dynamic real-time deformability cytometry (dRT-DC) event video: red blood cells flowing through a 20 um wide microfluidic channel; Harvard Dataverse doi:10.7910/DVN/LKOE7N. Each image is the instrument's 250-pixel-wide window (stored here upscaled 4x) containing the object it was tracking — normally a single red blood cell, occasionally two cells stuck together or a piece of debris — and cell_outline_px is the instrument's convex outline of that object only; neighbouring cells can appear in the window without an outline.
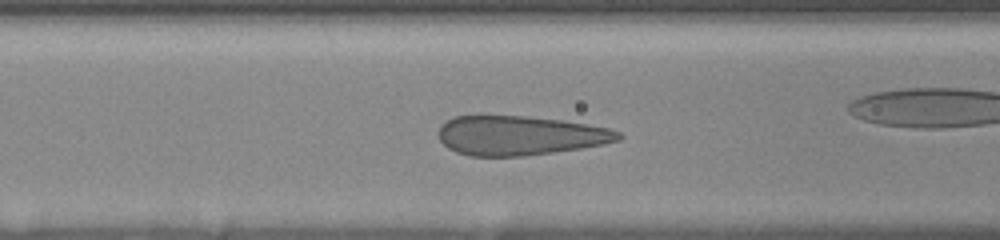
{"species": "human", "species_latin": "Homo sapiens", "temperature_condition": "room temperature", "stored_images_in_passage": 61, "camera_frame_rate_fps": 3000, "um_per_image_px": 0.085, "donor": {"sex": "female"}, "frame": {"image": 1, "passage_image": 26, "time_ms": 5.333, "image_size_px": [1000, 240], "cell_outline_px": [[624, 136], [620, 140], [604, 144], [580, 148], [524, 156], [468, 156], [456, 152], [448, 148], [440, 140], [440, 124], [456, 116], [524, 116], [560, 120], [608, 128], [620, 132]], "centroid_in_image_um": [44.19, 11.53], "position_along_channel_um": 122.4, "area_um2": 40.98}}
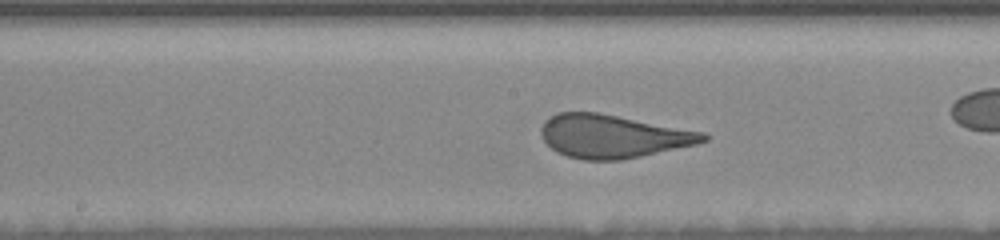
{"frame": {"image": 2, "passage_image": 35, "time_ms": 7.333, "image_size_px": [1000, 240], "cell_outline_px": [[708, 140], [696, 144], [640, 156], [620, 160], [580, 160], [556, 152], [540, 136], [540, 128], [544, 120], [548, 116], [556, 112], [596, 112], [704, 132], [708, 136]], "centroid_in_image_um": [52.03, 11.58], "position_along_channel_um": 196.2, "area_um2": 40.75}}